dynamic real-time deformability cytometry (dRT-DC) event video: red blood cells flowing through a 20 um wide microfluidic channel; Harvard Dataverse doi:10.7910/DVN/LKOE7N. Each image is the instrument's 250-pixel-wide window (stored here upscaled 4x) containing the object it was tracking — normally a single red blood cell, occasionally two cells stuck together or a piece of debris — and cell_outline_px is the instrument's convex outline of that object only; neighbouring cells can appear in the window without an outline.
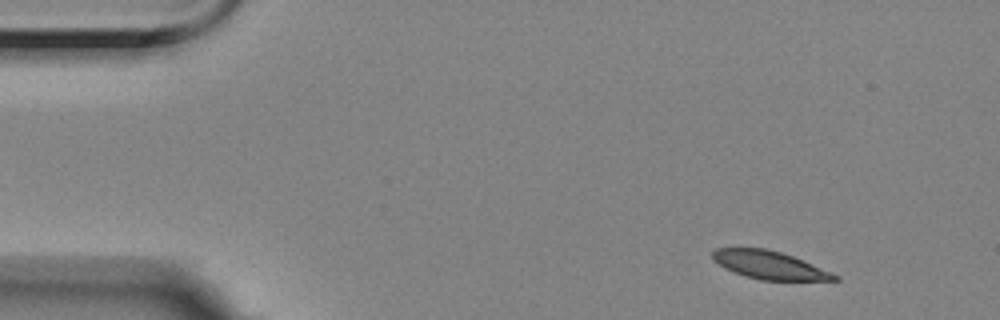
{"species": "Egyptian fruit bat (a non-hibernating species)", "species_latin": "Rousettus aegyptiacus", "temperature_condition": "room temperature", "stored_images_in_passage": 56, "camera_frame_rate_fps": 3000, "um_per_image_px": 0.085, "animal": {"sex": "female"}, "frame": {"image": 1, "passage_image": 5, "time_ms": 1.333, "image_size_px": [1000, 320], "cell_outline_px": [[840, 280], [760, 280], [744, 276], [724, 268], [712, 260], [712, 252], [716, 248], [768, 248], [792, 256], [832, 272], [840, 276]], "centroid_in_image_um": [65.38, 22.53], "position_along_channel_um": 19.6, "area_um2": 19.94}}
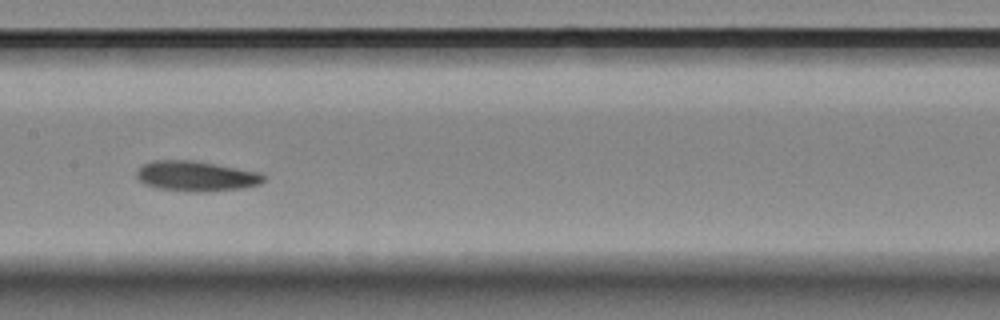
{"frame": {"image": 2, "passage_image": 27, "time_ms": 8.667, "image_size_px": [1000, 320], "cell_outline_px": [[264, 180], [260, 184], [244, 188], [204, 192], [196, 192], [156, 188], [144, 184], [136, 176], [136, 172], [144, 164], [152, 160], [192, 160], [260, 172], [264, 176]], "centroid_in_image_um": [16.67, 14.97], "position_along_channel_um": 190.7, "area_um2": 22.31}}
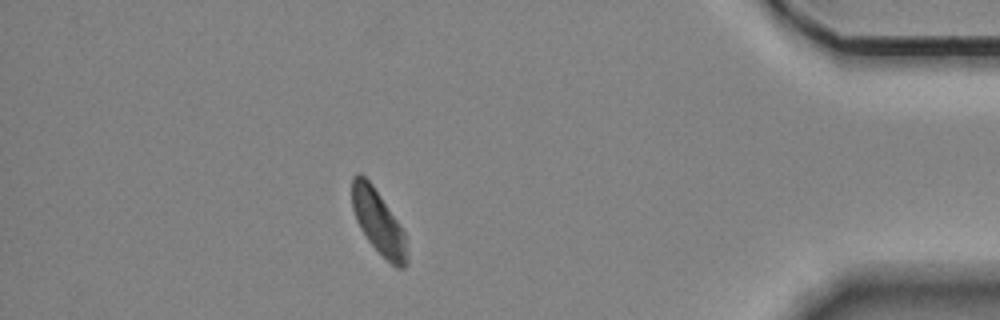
{"frame": {"image": 3, "passage_image": 49, "time_ms": 16.0, "image_size_px": [1000, 320], "cell_outline_px": [[408, 264], [404, 268], [396, 268], [368, 240], [360, 228], [356, 220], [352, 208], [352, 176], [356, 172], [360, 172], [372, 184], [404, 232], [408, 256]], "centroid_in_image_um": [32.15, 18.86], "position_along_channel_um": 403.1, "area_um2": 20.17}, "authors_computed_cell_mechanics": {"area_um2": 21.7328, "velocity_mm_per_s": 3.4854, "shape_relaxation_time_tau1_ms": 4.1368, "shape_relaxation_time_tau2_ms": 4.202, "deformation_change_tau1": 0.1302, "deformation_change_tau2": 0.0977}}